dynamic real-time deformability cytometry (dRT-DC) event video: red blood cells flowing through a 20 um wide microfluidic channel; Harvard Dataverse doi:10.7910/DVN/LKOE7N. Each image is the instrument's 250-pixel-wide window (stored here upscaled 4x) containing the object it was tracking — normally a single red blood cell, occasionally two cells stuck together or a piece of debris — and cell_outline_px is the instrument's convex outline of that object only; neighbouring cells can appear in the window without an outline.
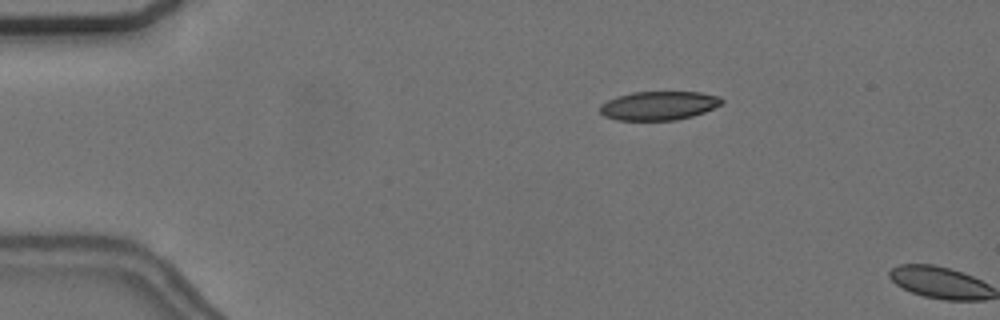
{"species": "common noctule bat (a hibernating species)", "species_latin": "Nyctalus noctula", "temperature_condition": "cold", "stored_images_in_passage": 11, "camera_frame_rate_fps": 3000, "um_per_image_px": 0.085, "animal": {"sex": "female", "body_mass_g": 24.6, "forearm_length_mm": 56.2}, "frame": {"image": 1, "passage_image": 10, "time_ms": 3.0, "image_size_px": [1000, 320], "cell_outline_px": [[724, 104], [704, 112], [692, 116], [676, 120], [616, 120], [604, 116], [600, 112], [600, 104], [608, 100], [632, 92], [700, 92], [720, 96], [724, 100]], "centroid_in_image_um": [56.03, 8.98], "position_along_channel_um": 29.0, "area_um2": 20.52}}